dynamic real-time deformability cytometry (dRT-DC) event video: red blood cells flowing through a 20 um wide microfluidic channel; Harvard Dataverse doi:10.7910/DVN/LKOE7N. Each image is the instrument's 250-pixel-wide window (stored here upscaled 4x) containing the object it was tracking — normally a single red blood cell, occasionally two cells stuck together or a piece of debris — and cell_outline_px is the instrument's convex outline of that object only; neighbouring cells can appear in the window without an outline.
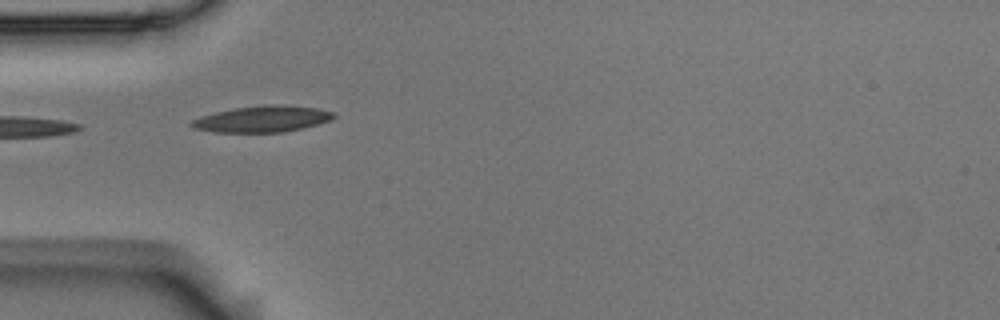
{"species": "Egyptian fruit bat (a non-hibernating species)", "species_latin": "Rousettus aegyptiacus", "temperature_condition": "room temperature", "stored_images_in_passage": 6, "camera_frame_rate_fps": 3000, "um_per_image_px": 0.085, "animal": {"sex": "male"}, "frame": {"image": 1, "passage_image": 5, "time_ms": 1.333, "image_size_px": [1000, 320], "cell_outline_px": [[336, 116], [332, 120], [284, 132], [212, 132], [192, 128], [188, 124], [192, 120], [200, 116], [216, 112], [236, 108], [268, 104], [284, 104], [316, 108], [332, 112]], "centroid_in_image_um": [22.26, 10.11], "position_along_channel_um": 62.7, "area_um2": 21.73}}
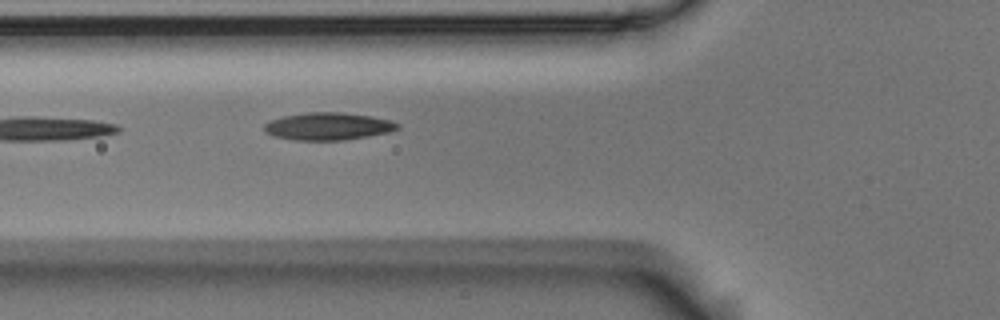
{"frame": {"image": 2, "passage_image": 6, "time_ms": 1.667, "image_size_px": [1000, 320], "cell_outline_px": [[400, 128], [388, 132], [368, 136], [344, 140], [296, 140], [272, 136], [264, 132], [264, 124], [272, 120], [284, 116], [308, 112], [340, 112], [372, 116], [388, 120], [400, 124]], "centroid_in_image_um": [27.87, 10.74], "position_along_channel_um": 97.9, "area_um2": 21.27}}